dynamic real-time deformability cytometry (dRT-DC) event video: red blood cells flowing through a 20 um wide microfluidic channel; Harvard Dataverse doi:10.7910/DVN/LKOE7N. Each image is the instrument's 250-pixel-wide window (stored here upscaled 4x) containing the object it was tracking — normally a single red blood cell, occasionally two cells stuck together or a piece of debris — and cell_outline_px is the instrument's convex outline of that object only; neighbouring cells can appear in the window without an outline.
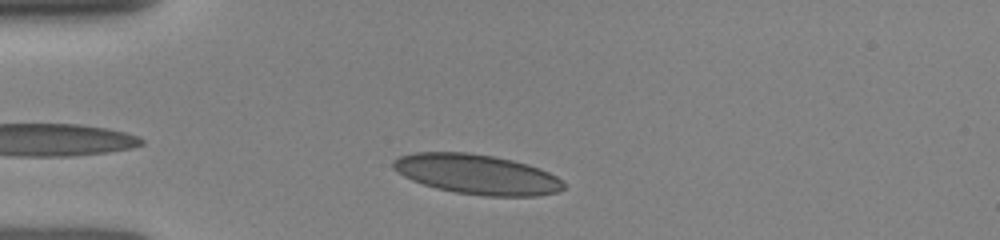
{"species": "human", "species_latin": "Homo sapiens", "temperature_condition": "room temperature", "stored_images_in_passage": 7, "camera_frame_rate_fps": 3000, "um_per_image_px": 0.085, "donor": {"sex": "female"}, "frame": {"image": 1, "passage_image": 3, "time_ms": 1.333, "image_size_px": [1000, 240], "cell_outline_px": [[564, 188], [556, 192], [536, 196], [484, 196], [456, 192], [436, 188], [412, 180], [396, 172], [392, 168], [392, 160], [400, 156], [416, 152], [468, 152], [492, 156], [512, 160], [528, 164], [540, 168], [556, 176], [564, 184]], "centroid_in_image_um": [40.51, 14.81], "position_along_channel_um": 44.5, "area_um2": 39.54}}
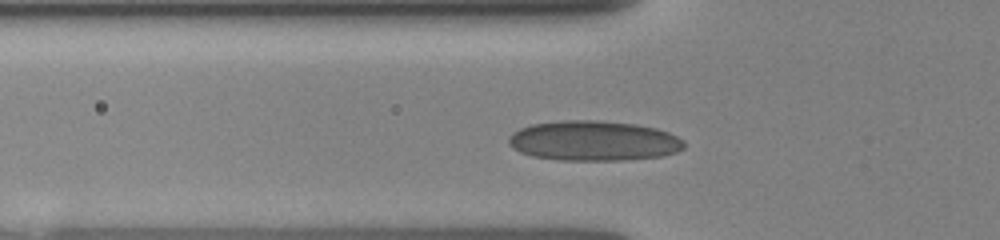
{"frame": {"image": 2, "passage_image": 6, "time_ms": 2.667, "image_size_px": [1000, 240], "cell_outline_px": [[684, 148], [676, 152], [660, 156], [624, 160], [560, 160], [532, 156], [520, 152], [512, 148], [508, 144], [508, 136], [512, 132], [520, 128], [532, 124], [564, 120], [596, 120], [636, 124], [656, 128], [668, 132], [684, 140]], "centroid_in_image_um": [50.43, 11.96], "position_along_channel_um": 75.4, "area_um2": 41.04}}